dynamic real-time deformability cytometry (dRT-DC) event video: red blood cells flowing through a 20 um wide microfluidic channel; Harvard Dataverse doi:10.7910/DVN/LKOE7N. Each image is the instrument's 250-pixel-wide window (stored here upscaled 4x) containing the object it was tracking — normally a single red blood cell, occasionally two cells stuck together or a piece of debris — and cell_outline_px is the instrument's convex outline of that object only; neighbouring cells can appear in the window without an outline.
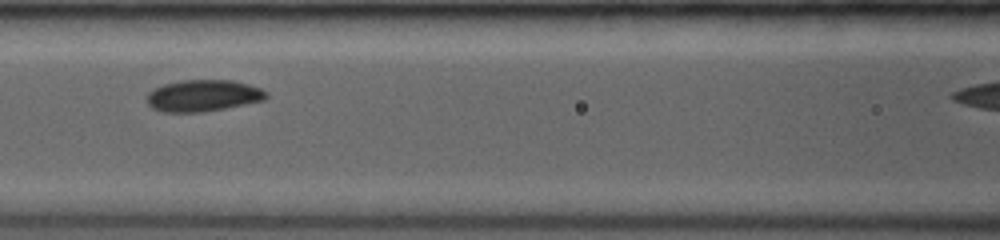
{"species": "common noctule bat (a hibernating species)", "species_latin": "Nyctalus noctula", "temperature_condition": "room temperature", "stored_images_in_passage": 8, "camera_frame_rate_fps": 3500, "um_per_image_px": 0.085, "animal": {"sex": "female", "body_mass_g": 19.0, "forearm_length_mm": 53.3}, "frame": {"image": 1, "passage_image": 6, "time_ms": 3.143, "image_size_px": [1000, 240], "cell_outline_px": [[268, 96], [264, 100], [224, 108], [200, 112], [164, 112], [152, 108], [148, 104], [148, 92], [164, 84], [180, 80], [232, 80], [248, 84], [260, 88], [268, 92]], "centroid_in_image_um": [17.27, 8.12], "position_along_channel_um": 149.3, "area_um2": 21.85}}
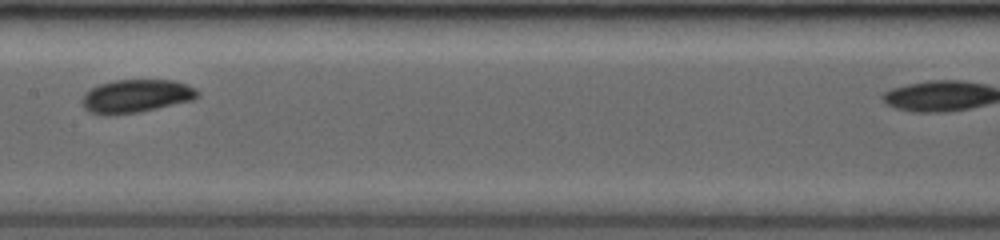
{"frame": {"image": 2, "passage_image": 7, "time_ms": 4.286, "image_size_px": [1000, 240], "cell_outline_px": [[200, 96], [192, 100], [140, 112], [108, 116], [104, 116], [88, 112], [84, 108], [80, 100], [84, 92], [100, 84], [112, 80], [176, 80], [188, 84], [196, 88], [200, 92]], "centroid_in_image_um": [11.55, 8.17], "position_along_channel_um": 195.9, "area_um2": 22.83}}